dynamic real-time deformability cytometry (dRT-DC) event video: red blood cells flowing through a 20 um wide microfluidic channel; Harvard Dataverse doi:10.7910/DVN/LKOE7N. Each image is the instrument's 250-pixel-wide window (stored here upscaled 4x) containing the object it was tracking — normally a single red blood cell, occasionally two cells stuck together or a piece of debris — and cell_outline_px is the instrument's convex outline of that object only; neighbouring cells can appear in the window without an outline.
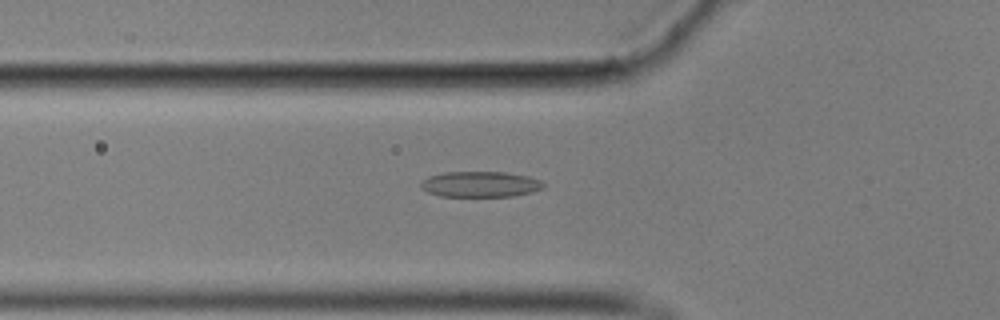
{"species": "common noctule bat (a hibernating species)", "species_latin": "Nyctalus noctula", "temperature_condition": "cold", "stored_images_in_passage": 51, "camera_frame_rate_fps": 3000, "um_per_image_px": 0.085, "animal": {"sex": "male", "body_mass_g": 17.9}, "frame": {"image": 1, "passage_image": 19, "time_ms": 6.0, "image_size_px": [1000, 320], "cell_outline_px": [[544, 188], [532, 192], [512, 196], [440, 196], [428, 192], [420, 188], [420, 180], [428, 176], [444, 172], [504, 172], [528, 176], [544, 180]], "centroid_in_image_um": [40.82, 15.65], "position_along_channel_um": 85.0, "area_um2": 18.55}}
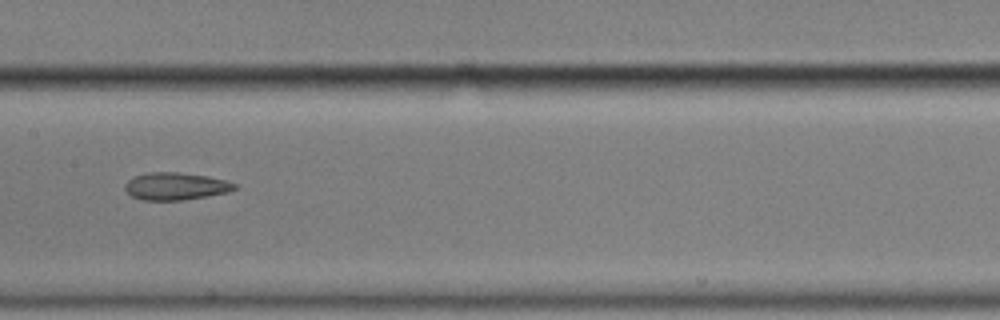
{"frame": {"image": 2, "passage_image": 28, "time_ms": 9.0, "image_size_px": [1000, 320], "cell_outline_px": [[236, 188], [228, 192], [180, 200], [140, 200], [132, 196], [124, 188], [124, 184], [128, 180], [136, 176], [148, 172], [180, 172], [208, 176], [224, 180], [236, 184]], "centroid_in_image_um": [14.9, 15.82], "position_along_channel_um": 192.5, "area_um2": 17.34}}
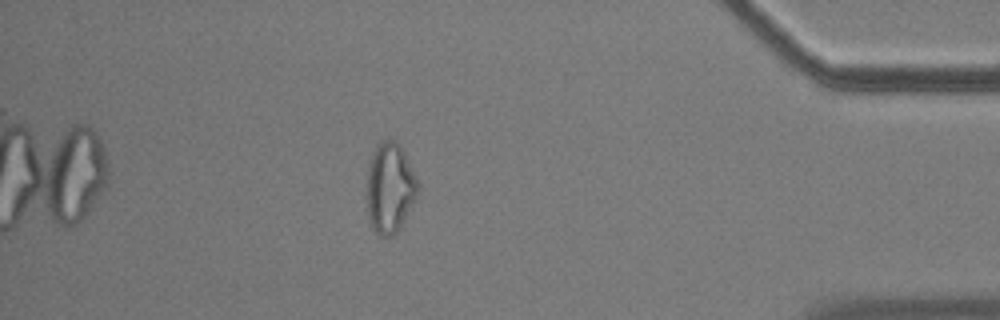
{"frame": {"image": 3, "passage_image": 49, "time_ms": 16.0, "image_size_px": [1000, 320], "cell_outline_px": [[416, 196], [400, 228], [392, 236], [380, 236], [372, 228], [368, 216], [364, 196], [368, 164], [372, 152], [376, 144], [380, 140], [396, 140], [400, 144], [404, 152], [416, 180]], "centroid_in_image_um": [33.05, 15.96], "position_along_channel_um": 402.1, "area_um2": 27.05}}